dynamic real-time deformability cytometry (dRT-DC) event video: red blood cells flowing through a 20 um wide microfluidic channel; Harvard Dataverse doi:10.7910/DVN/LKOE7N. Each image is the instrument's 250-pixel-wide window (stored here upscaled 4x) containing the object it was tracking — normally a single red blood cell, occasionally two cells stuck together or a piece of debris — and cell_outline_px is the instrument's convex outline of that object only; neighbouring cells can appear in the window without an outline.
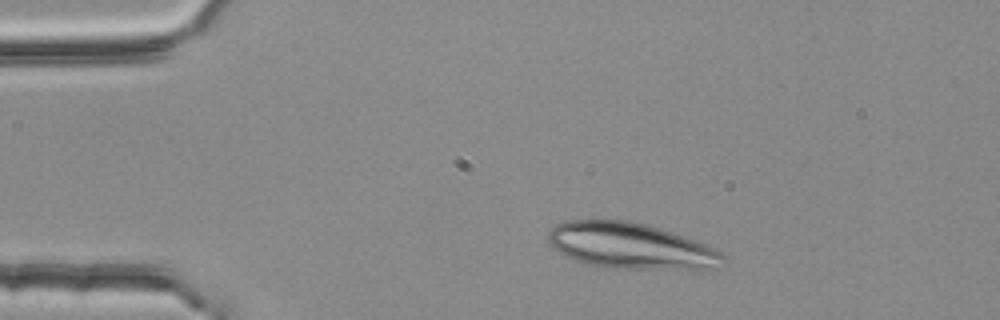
{"species": "common noctule bat (a hibernating species)", "species_latin": "Nyctalus noctula", "temperature_condition": "room temperature", "stored_images_in_passage": 3, "camera_frame_rate_fps": 3000, "um_per_image_px": 0.085, "animal": {"sex": "female", "body_mass_g": 25.1}, "frame": {"image": 1, "passage_image": 1, "time_ms": 0.0, "image_size_px": [1000, 320], "cell_outline_px": [[724, 256], [704, 272], [700, 272], [604, 268], [576, 260], [552, 248], [548, 240], [548, 232], [556, 224], [564, 220], [632, 220], [648, 224], [684, 236], [704, 244], [720, 252]], "centroid_in_image_um": [53.6, 20.93], "position_along_channel_um": 31.4, "area_um2": 47.51}}
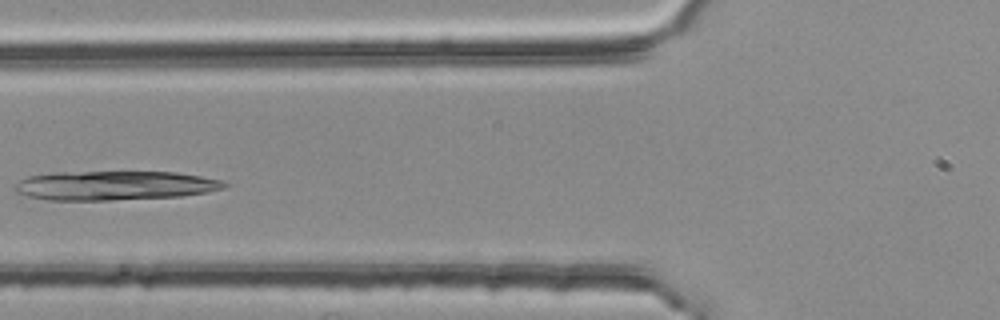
{"frame": {"image": 2, "passage_image": 3, "time_ms": 0.667, "image_size_px": [1000, 320], "cell_outline_px": [[228, 184], [224, 188], [208, 192], [180, 196], [112, 200], [48, 200], [28, 196], [16, 192], [12, 188], [20, 180], [28, 176], [52, 172], [176, 172], [200, 176], [220, 180]], "centroid_in_image_um": [9.71, 15.77], "position_along_channel_um": 116.1, "area_um2": 35.66}}